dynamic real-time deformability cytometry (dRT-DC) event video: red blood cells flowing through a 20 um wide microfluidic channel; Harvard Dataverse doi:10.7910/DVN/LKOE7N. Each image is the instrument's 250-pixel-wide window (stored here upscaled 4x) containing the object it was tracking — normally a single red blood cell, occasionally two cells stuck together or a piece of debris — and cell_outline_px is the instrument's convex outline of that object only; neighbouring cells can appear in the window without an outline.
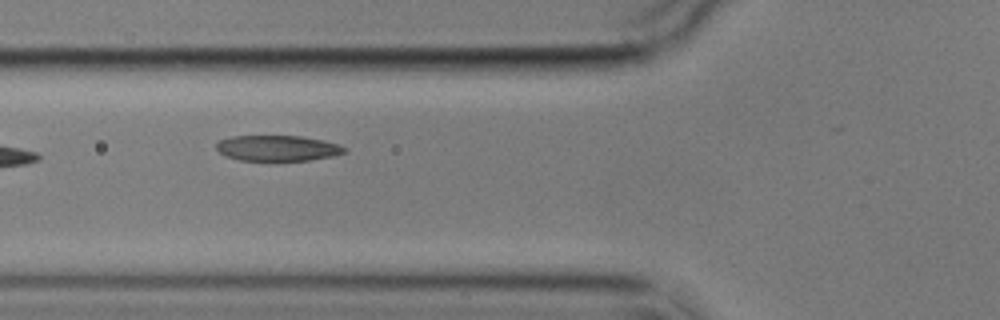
{"species": "common noctule bat (a hibernating species)", "species_latin": "Nyctalus noctula", "temperature_condition": "cold", "stored_images_in_passage": 7, "camera_frame_rate_fps": 3000, "um_per_image_px": 0.085, "animal": {"sex": "male", "body_mass_g": 17.9}, "frame": {"image": 1, "passage_image": 6, "time_ms": 6.0, "image_size_px": [1000, 320], "cell_outline_px": [[348, 152], [336, 156], [308, 160], [240, 160], [224, 156], [216, 148], [216, 144], [220, 140], [232, 136], [300, 136], [324, 140], [340, 144], [348, 148]], "centroid_in_image_um": [23.66, 12.59], "position_along_channel_um": 102.1, "area_um2": 19.31}}
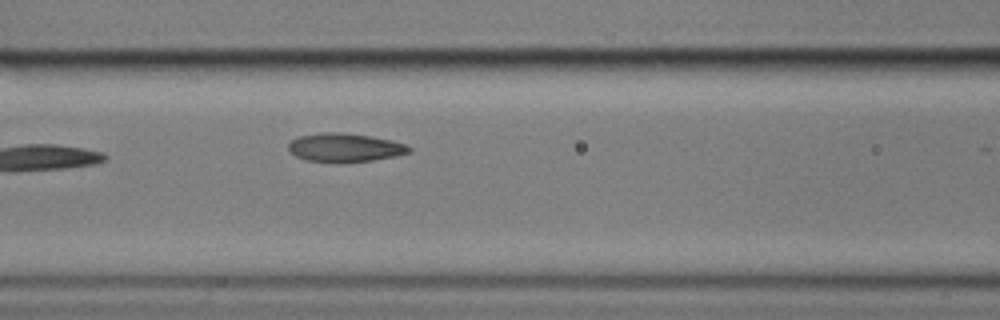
{"frame": {"image": 2, "passage_image": 7, "time_ms": 7.0, "image_size_px": [1000, 320], "cell_outline_px": [[412, 152], [396, 156], [372, 160], [344, 164], [340, 164], [308, 160], [296, 156], [288, 148], [288, 144], [296, 136], [324, 132], [340, 132], [368, 136], [392, 140], [404, 144], [412, 148]], "centroid_in_image_um": [29.31, 12.56], "position_along_channel_um": 137.3, "area_um2": 20.4}}